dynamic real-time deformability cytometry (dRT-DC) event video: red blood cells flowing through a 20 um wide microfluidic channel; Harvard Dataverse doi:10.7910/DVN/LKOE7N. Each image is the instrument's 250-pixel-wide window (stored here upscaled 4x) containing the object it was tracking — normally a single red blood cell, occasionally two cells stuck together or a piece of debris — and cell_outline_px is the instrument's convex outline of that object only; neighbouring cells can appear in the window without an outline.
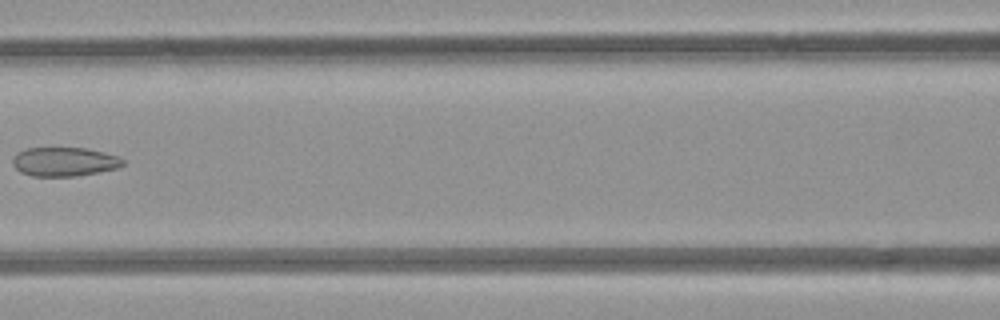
{"species": "common noctule bat (a hibernating species)", "species_latin": "Nyctalus noctula", "temperature_condition": "room temperature", "stored_images_in_passage": 5, "camera_frame_rate_fps": 3000, "um_per_image_px": 0.085, "animal": {"sex": "female", "body_mass_g": 21.9}, "frame": {"image": 1, "passage_image": 5, "time_ms": 4.667, "image_size_px": [1000, 320], "cell_outline_px": [[124, 164], [116, 168], [76, 176], [32, 176], [20, 172], [12, 164], [12, 160], [20, 152], [28, 148], [88, 148], [120, 156], [124, 160]], "centroid_in_image_um": [5.49, 13.74], "position_along_channel_um": 161.1, "area_um2": 18.5}}